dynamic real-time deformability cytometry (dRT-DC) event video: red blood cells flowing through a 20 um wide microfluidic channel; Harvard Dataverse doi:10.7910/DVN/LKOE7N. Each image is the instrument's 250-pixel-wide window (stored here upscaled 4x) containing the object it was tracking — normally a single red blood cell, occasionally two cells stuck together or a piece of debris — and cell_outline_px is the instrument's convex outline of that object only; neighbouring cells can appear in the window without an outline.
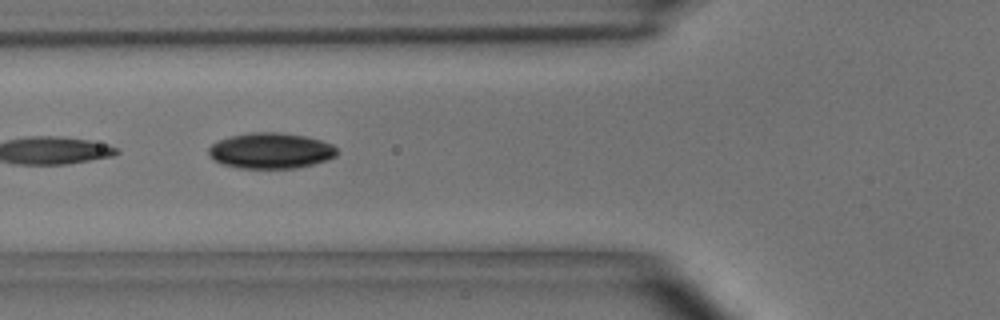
{"species": "common noctule bat (a hibernating species)", "species_latin": "Nyctalus noctula", "temperature_condition": "room temperature", "stored_images_in_passage": 7, "camera_frame_rate_fps": 3000, "um_per_image_px": 0.085, "animal": {"sex": "male", "body_mass_g": 15.6}, "frame": {"image": 1, "passage_image": 6, "time_ms": 5.667, "image_size_px": [1000, 320], "cell_outline_px": [[340, 152], [336, 156], [328, 160], [296, 168], [240, 168], [220, 164], [212, 160], [208, 156], [208, 148], [216, 140], [228, 136], [252, 132], [280, 132], [308, 136], [332, 144]], "centroid_in_image_um": [22.99, 12.8], "position_along_channel_um": 102.8, "area_um2": 27.22}}